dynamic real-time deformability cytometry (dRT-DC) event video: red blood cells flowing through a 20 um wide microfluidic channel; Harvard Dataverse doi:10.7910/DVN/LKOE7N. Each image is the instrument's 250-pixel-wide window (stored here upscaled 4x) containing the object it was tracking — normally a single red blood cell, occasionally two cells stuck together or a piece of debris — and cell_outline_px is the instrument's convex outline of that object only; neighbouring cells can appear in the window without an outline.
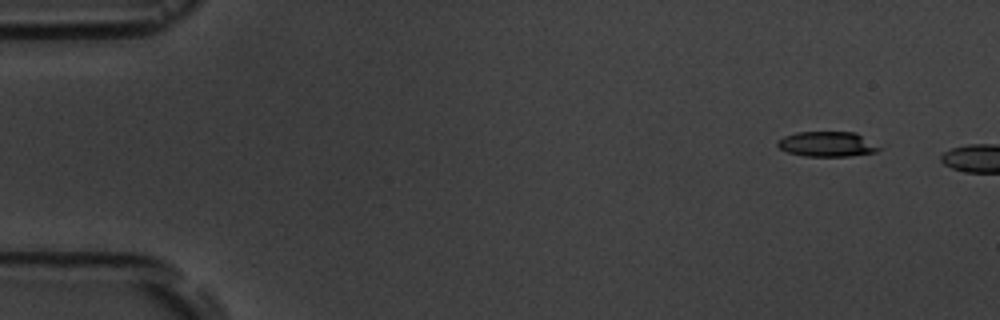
{"species": "common noctule bat (a hibernating species)", "species_latin": "Nyctalus noctula", "temperature_condition": "room temperature", "stored_images_in_passage": 2, "camera_frame_rate_fps": 3000, "um_per_image_px": 0.085, "animal": {"sex": "male", "body_mass_g": 19.5, "forearm_length_mm": 54.6}, "frame": {"image": 1, "passage_image": 1, "time_ms": 0.0, "image_size_px": [1000, 320], "cell_outline_px": [[884, 148], [876, 152], [848, 156], [804, 156], [788, 152], [780, 148], [776, 144], [784, 136], [796, 132], [856, 132]], "centroid_in_image_um": [70.35, 12.25], "position_along_channel_um": 14.6, "area_um2": 14.85}}